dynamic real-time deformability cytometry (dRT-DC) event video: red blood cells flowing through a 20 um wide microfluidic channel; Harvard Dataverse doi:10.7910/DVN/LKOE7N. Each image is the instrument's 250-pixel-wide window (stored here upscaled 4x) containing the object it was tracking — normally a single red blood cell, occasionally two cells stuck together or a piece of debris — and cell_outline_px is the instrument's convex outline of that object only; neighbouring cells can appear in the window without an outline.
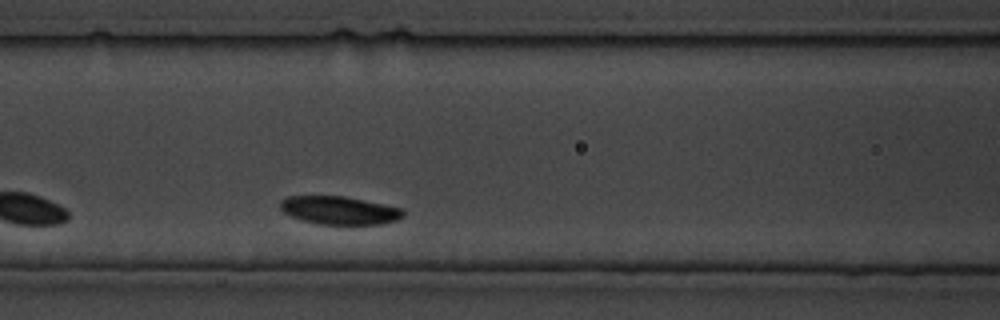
{"species": "common noctule bat (a hibernating species)", "species_latin": "Nyctalus noctula", "temperature_condition": "cold", "stored_images_in_passage": 63, "camera_frame_rate_fps": 3000, "um_per_image_px": 0.085, "animal": {"sex": "male", "body_mass_g": 19.5, "forearm_length_mm": 54.6}, "frame": {"image": 1, "passage_image": 19, "time_ms": 6.0, "image_size_px": [1000, 320], "cell_outline_px": [[404, 216], [396, 220], [380, 224], [320, 224], [304, 220], [292, 216], [284, 212], [280, 208], [280, 200], [288, 196], [344, 196], [400, 208], [404, 212]], "centroid_in_image_um": [28.82, 17.87], "position_along_channel_um": 137.8, "area_um2": 19.83}}
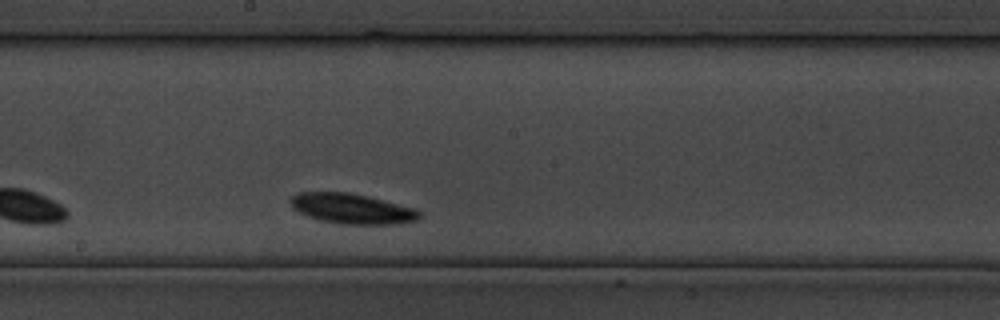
{"frame": {"image": 2, "passage_image": 36, "time_ms": 11.667, "image_size_px": [1000, 320], "cell_outline_px": [[420, 216], [416, 220], [400, 224], [340, 224], [320, 220], [308, 216], [292, 208], [288, 200], [296, 192], [348, 192], [368, 196], [412, 208], [420, 212]], "centroid_in_image_um": [29.85, 17.73], "position_along_channel_um": 218.3, "area_um2": 22.6}}
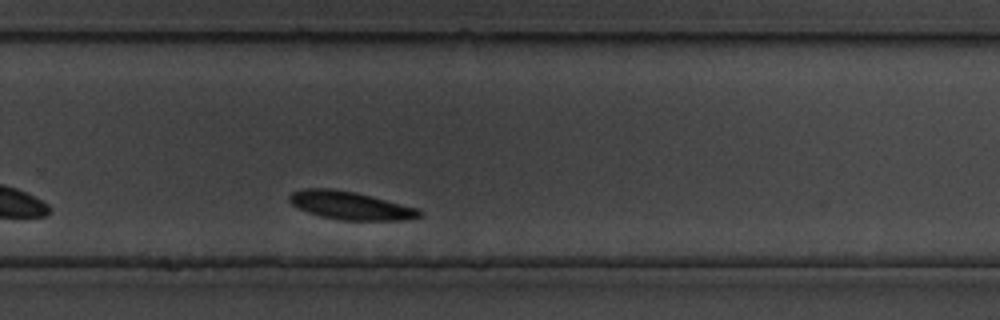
{"frame": {"image": 3, "passage_image": 53, "time_ms": 17.333, "image_size_px": [1000, 320], "cell_outline_px": [[424, 212], [420, 216], [408, 220], [344, 220], [320, 216], [296, 208], [288, 200], [288, 196], [292, 192], [304, 188], [332, 188], [356, 192], [420, 208]], "centroid_in_image_um": [29.8, 17.46], "position_along_channel_um": 300.0, "area_um2": 21.56}}